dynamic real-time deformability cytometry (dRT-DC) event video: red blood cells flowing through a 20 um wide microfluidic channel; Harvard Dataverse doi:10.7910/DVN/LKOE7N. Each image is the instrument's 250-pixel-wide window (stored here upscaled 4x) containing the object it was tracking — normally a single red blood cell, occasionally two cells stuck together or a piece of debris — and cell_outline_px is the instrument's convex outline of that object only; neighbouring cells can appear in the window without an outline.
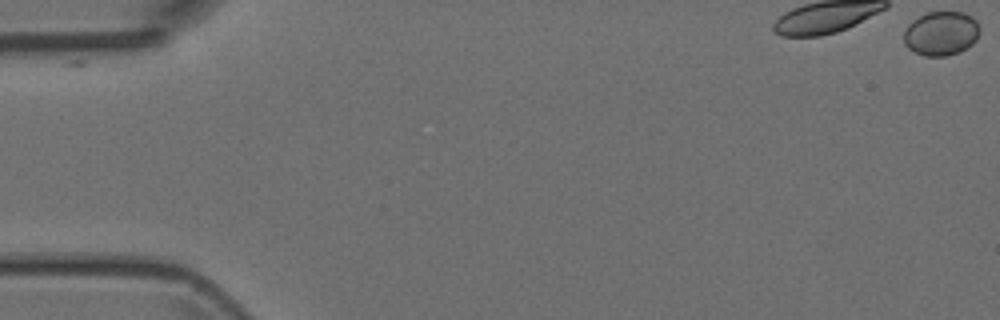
{"species": "Egyptian fruit bat (a non-hibernating species)", "species_latin": "Rousettus aegyptiacus", "temperature_condition": "room temperature", "stored_images_in_passage": 6, "camera_frame_rate_fps": 3000, "um_per_image_px": 0.085, "animal": {"sex": "female"}, "frame": {"image": 1, "passage_image": 1, "time_ms": 0.0, "image_size_px": [1000, 320], "cell_outline_px": [[980, 32], [976, 40], [972, 44], [960, 52], [944, 56], [924, 56], [908, 48], [904, 44], [904, 32], [908, 24], [912, 20], [928, 12], [964, 12], [972, 16], [976, 20], [980, 28]], "centroid_in_image_um": [80.01, 2.84], "position_along_channel_um": 5.0, "area_um2": 19.65}}